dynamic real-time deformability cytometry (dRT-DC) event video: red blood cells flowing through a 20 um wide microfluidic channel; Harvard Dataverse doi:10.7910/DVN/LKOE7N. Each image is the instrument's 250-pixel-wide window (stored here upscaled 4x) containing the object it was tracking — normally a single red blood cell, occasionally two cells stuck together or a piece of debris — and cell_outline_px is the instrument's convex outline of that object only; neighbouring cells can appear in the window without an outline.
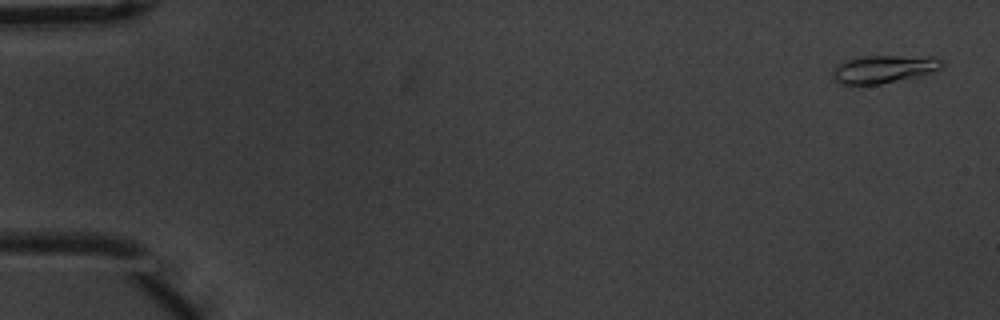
{"species": "common noctule bat (a hibernating species)", "species_latin": "Nyctalus noctula", "temperature_condition": "warm", "stored_images_in_passage": 55, "camera_frame_rate_fps": 3000, "um_per_image_px": 0.085, "animal": {"sex": "male", "body_mass_g": 20.1, "forearm_length_mm": 53.5}, "frame": {"image": 1, "passage_image": 2, "time_ms": 0.333, "image_size_px": [1000, 320], "cell_outline_px": [[940, 68], [932, 72], [916, 76], [880, 84], [840, 84], [832, 80], [832, 72], [840, 64], [848, 60], [864, 56], [936, 56], [940, 60]], "centroid_in_image_um": [75.1, 5.87], "position_along_channel_um": 9.9, "area_um2": 17.4}}
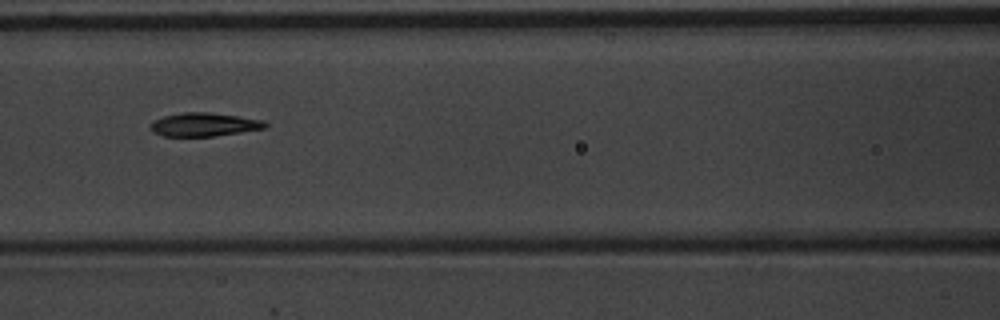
{"frame": {"image": 2, "passage_image": 25, "time_ms": 8.0, "image_size_px": [1000, 320], "cell_outline_px": [[268, 124], [264, 128], [216, 136], [164, 136], [152, 132], [148, 128], [156, 120], [164, 116], [184, 112], [208, 112], [264, 120]], "centroid_in_image_um": [17.33, 10.59], "position_along_channel_um": 149.3, "area_um2": 15.55}}
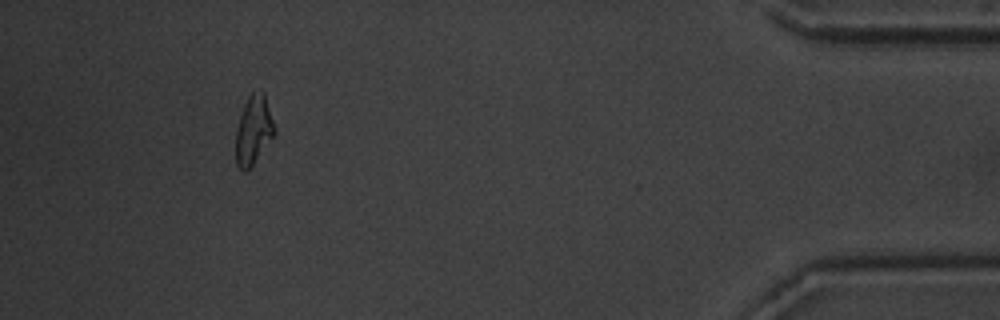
{"frame": {"image": 3, "passage_image": 51, "time_ms": 16.667, "image_size_px": [1000, 320], "cell_outline_px": [[276, 132], [252, 164], [244, 172], [236, 164], [236, 128], [244, 104], [248, 96], [252, 92], [260, 88], [264, 92], [276, 128]], "centroid_in_image_um": [21.55, 10.99], "position_along_channel_um": 413.6, "area_um2": 15.43}, "authors_computed_cell_mechanics": {"area_um2": 16.0106, "velocity_mm_per_s": 3.7274, "shape_relaxation_time_tau1_ms": 3.4837, "shape_relaxation_time_tau2_ms": 1.9921, "deformation_change_tau1": 0.1823, "deformation_change_tau2": 0.0724}}